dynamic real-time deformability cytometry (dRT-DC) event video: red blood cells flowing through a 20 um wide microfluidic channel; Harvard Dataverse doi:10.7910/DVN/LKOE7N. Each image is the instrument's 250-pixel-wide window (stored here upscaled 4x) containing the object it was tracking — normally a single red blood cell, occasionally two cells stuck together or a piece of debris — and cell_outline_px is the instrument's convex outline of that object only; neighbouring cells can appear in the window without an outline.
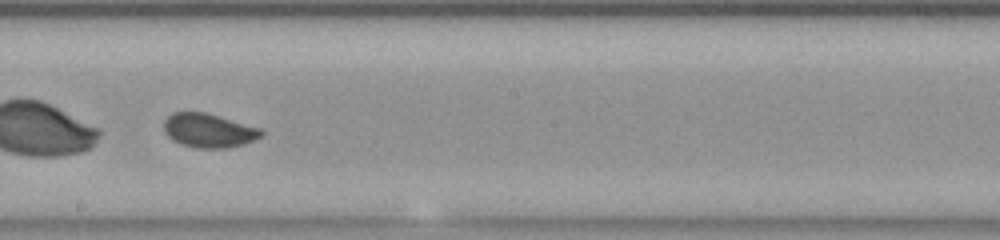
{"species": "common noctule bat (a hibernating species)", "species_latin": "Nyctalus noctula", "temperature_condition": "room temperature", "stored_images_in_passage": 46, "camera_frame_rate_fps": 3000, "um_per_image_px": 0.085, "animal": {"sex": "female", "body_mass_g": 23.0, "forearm_length_mm": 53.4}, "frame": {"image": 1, "passage_image": 29, "time_ms": 9.333, "image_size_px": [1000, 240], "cell_outline_px": [[264, 132], [260, 136], [244, 144], [224, 148], [196, 148], [180, 144], [172, 140], [164, 132], [164, 120], [172, 112], [204, 112], [260, 128]], "centroid_in_image_um": [17.69, 11.1], "position_along_channel_um": 230.5, "area_um2": 19.13}}